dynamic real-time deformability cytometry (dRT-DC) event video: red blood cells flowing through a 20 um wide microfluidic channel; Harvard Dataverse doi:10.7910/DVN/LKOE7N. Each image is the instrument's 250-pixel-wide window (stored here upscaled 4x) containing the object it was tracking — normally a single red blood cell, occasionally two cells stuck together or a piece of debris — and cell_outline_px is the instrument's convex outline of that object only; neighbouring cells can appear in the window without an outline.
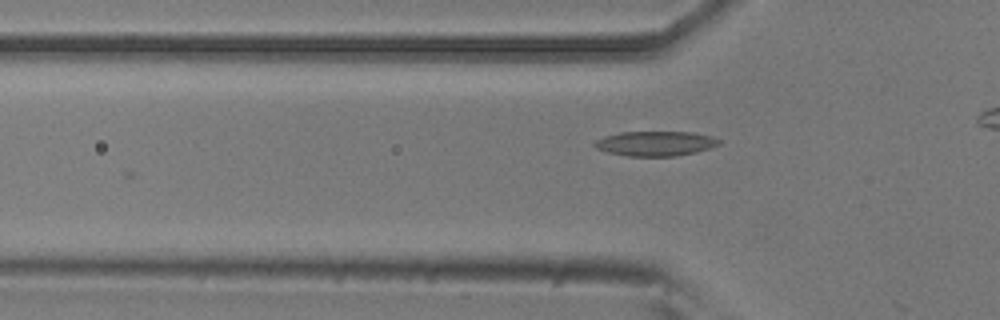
{"species": "common noctule bat (a hibernating species)", "species_latin": "Nyctalus noctula", "temperature_condition": "room temperature", "stored_images_in_passage": 19, "camera_frame_rate_fps": 3000, "um_per_image_px": 0.085, "animal": {"sex": "male", "body_mass_g": 20.5, "forearm_length_mm": 52.5}, "frame": {"image": 1, "passage_image": 3, "time_ms": 0.667, "image_size_px": [1000, 320], "cell_outline_px": [[720, 144], [696, 152], [676, 156], [628, 156], [608, 152], [596, 148], [592, 144], [596, 140], [604, 136], [620, 132], [692, 132], [712, 136], [720, 140]], "centroid_in_image_um": [55.7, 12.19], "position_along_channel_um": 70.1, "area_um2": 17.92}}
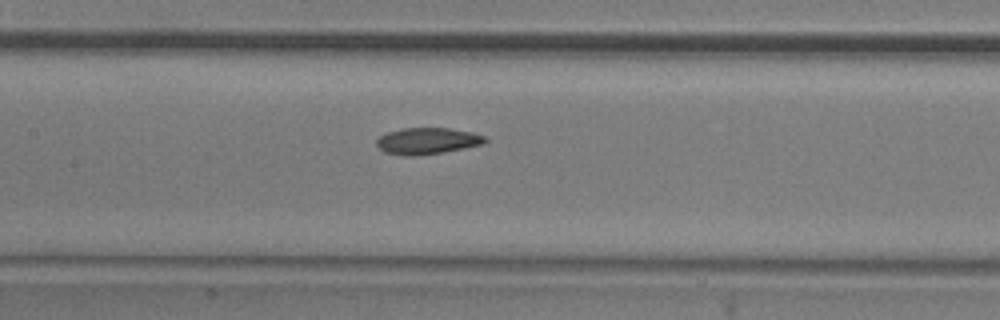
{"frame": {"image": 2, "passage_image": 11, "time_ms": 3.333, "image_size_px": [1000, 320], "cell_outline_px": [[488, 140], [484, 144], [464, 148], [416, 156], [404, 156], [384, 152], [376, 144], [376, 140], [380, 136], [388, 132], [404, 128], [448, 128], [472, 132], [484, 136]], "centroid_in_image_um": [36.32, 11.98], "position_along_channel_um": 171.1, "area_um2": 16.65}}
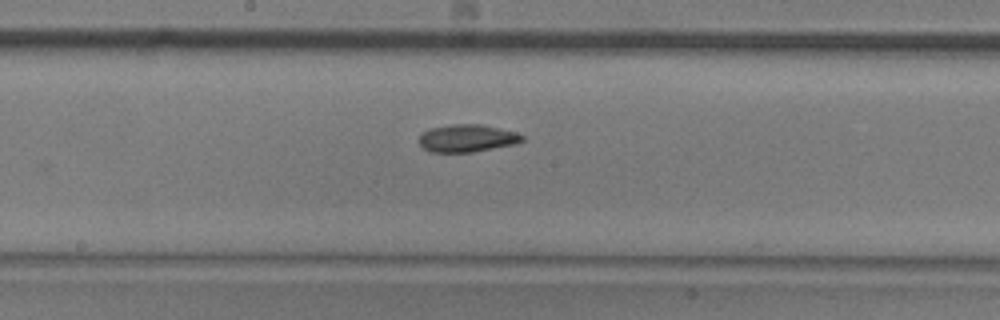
{"frame": {"image": 3, "passage_image": 14, "time_ms": 4.333, "image_size_px": [1000, 320], "cell_outline_px": [[524, 140], [516, 144], [472, 152], [428, 152], [420, 144], [420, 136], [424, 132], [432, 128], [452, 124], [480, 124], [516, 132], [524, 136]], "centroid_in_image_um": [39.73, 11.75], "position_along_channel_um": 208.5, "area_um2": 16.42}}